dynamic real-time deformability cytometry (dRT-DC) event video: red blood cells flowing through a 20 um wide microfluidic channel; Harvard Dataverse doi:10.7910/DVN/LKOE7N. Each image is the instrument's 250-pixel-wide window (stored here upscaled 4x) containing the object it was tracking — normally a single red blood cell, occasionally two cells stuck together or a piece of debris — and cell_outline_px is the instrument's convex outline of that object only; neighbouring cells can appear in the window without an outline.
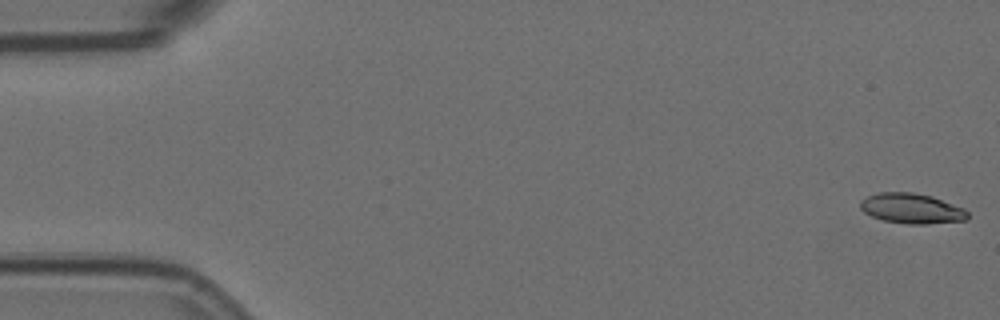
{"species": "Egyptian fruit bat (a non-hibernating species)", "species_latin": "Rousettus aegyptiacus", "temperature_condition": "room temperature", "stored_images_in_passage": 5, "camera_frame_rate_fps": 3000, "um_per_image_px": 0.085, "animal": {"sex": "female"}, "frame": {"image": 1, "passage_image": 1, "time_ms": 0.0, "image_size_px": [1000, 320], "cell_outline_px": [[968, 220], [924, 224], [908, 224], [884, 220], [872, 216], [864, 212], [860, 208], [860, 200], [868, 196], [880, 192], [912, 192], [932, 196], [964, 208], [968, 212]], "centroid_in_image_um": [77.5, 17.72], "position_along_channel_um": 7.5, "area_um2": 18.84}}
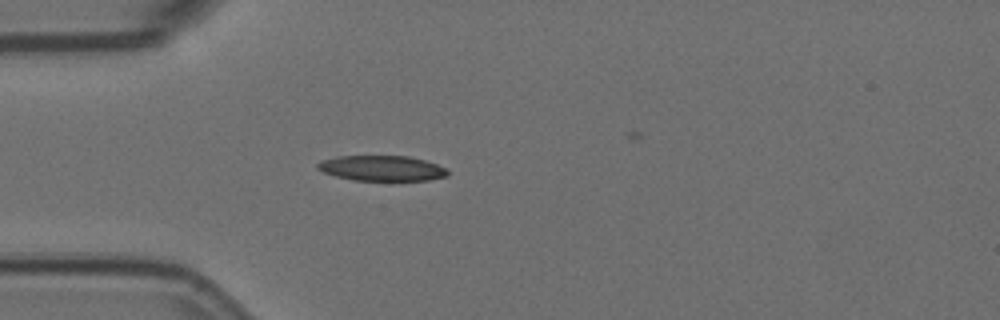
{"frame": {"image": 2, "passage_image": 5, "time_ms": 1.333, "image_size_px": [1000, 320], "cell_outline_px": [[448, 176], [428, 180], [352, 180], [336, 176], [324, 172], [316, 168], [316, 164], [320, 160], [336, 156], [408, 156], [424, 160], [436, 164], [444, 168], [448, 172]], "centroid_in_image_um": [32.41, 14.29], "position_along_channel_um": 52.6, "area_um2": 19.13}}